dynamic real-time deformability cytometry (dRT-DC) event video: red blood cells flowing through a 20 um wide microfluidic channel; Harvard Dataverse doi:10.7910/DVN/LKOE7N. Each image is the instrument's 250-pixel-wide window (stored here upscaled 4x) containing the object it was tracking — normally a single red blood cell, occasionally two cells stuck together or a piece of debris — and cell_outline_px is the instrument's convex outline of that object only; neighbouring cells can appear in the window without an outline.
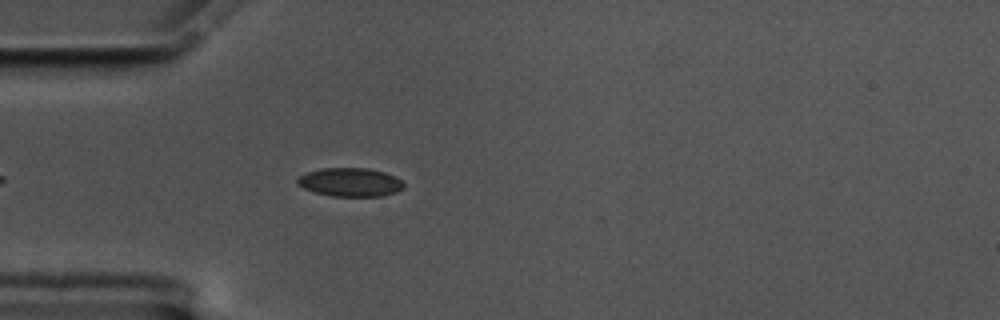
{"species": "common noctule bat (a hibernating species)", "species_latin": "Nyctalus noctula", "temperature_condition": "cold", "stored_images_in_passage": 10, "camera_frame_rate_fps": 3000, "um_per_image_px": 0.085, "animal": {"sex": "male", "body_mass_g": 17.5, "forearm_length_mm": 52.3}, "frame": {"image": 1, "passage_image": 6, "time_ms": 1.667, "image_size_px": [1000, 320], "cell_outline_px": [[404, 188], [396, 192], [380, 196], [332, 196], [316, 192], [304, 188], [296, 184], [296, 180], [300, 176], [308, 172], [324, 168], [368, 168], [384, 172], [396, 176], [404, 184]], "centroid_in_image_um": [29.78, 15.48], "position_along_channel_um": 55.2, "area_um2": 17.63}}